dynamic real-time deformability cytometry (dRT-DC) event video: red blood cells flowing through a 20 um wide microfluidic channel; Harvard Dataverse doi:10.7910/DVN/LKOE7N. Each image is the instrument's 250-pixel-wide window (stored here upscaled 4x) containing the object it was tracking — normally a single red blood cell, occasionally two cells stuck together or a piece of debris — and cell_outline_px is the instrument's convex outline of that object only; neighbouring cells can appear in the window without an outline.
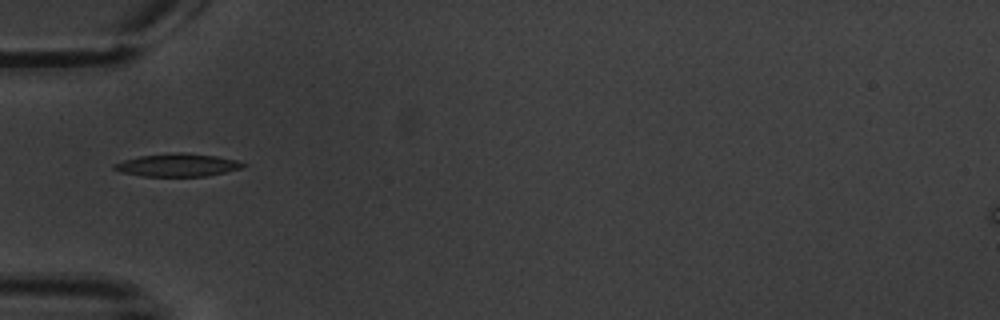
{"species": "common noctule bat (a hibernating species)", "species_latin": "Nyctalus noctula", "temperature_condition": "warm", "stored_images_in_passage": 3, "camera_frame_rate_fps": 3000, "um_per_image_px": 0.085, "animal": {"sex": "male", "body_mass_g": 20.1, "forearm_length_mm": 53.5}, "frame": {"image": 1, "passage_image": 1, "time_ms": 0.0, "image_size_px": [1000, 320], "cell_outline_px": [[248, 164], [240, 168], [224, 172], [204, 176], [144, 176], [120, 172], [112, 168], [112, 164], [124, 160], [140, 156], [176, 152], [184, 152], [216, 156], [236, 160]], "centroid_in_image_um": [15.06, 14.02], "position_along_channel_um": 69.9, "area_um2": 17.05}}
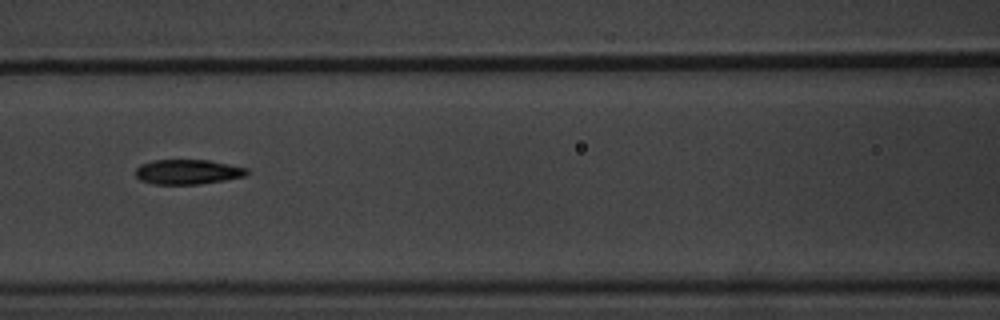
{"frame": {"image": 2, "passage_image": 3, "time_ms": 2.333, "image_size_px": [1000, 320], "cell_outline_px": [[248, 172], [244, 176], [224, 180], [200, 184], [152, 184], [140, 180], [136, 176], [136, 168], [140, 164], [152, 160], [208, 160], [248, 168]], "centroid_in_image_um": [15.92, 14.61], "position_along_channel_um": 150.7, "area_um2": 16.07}}